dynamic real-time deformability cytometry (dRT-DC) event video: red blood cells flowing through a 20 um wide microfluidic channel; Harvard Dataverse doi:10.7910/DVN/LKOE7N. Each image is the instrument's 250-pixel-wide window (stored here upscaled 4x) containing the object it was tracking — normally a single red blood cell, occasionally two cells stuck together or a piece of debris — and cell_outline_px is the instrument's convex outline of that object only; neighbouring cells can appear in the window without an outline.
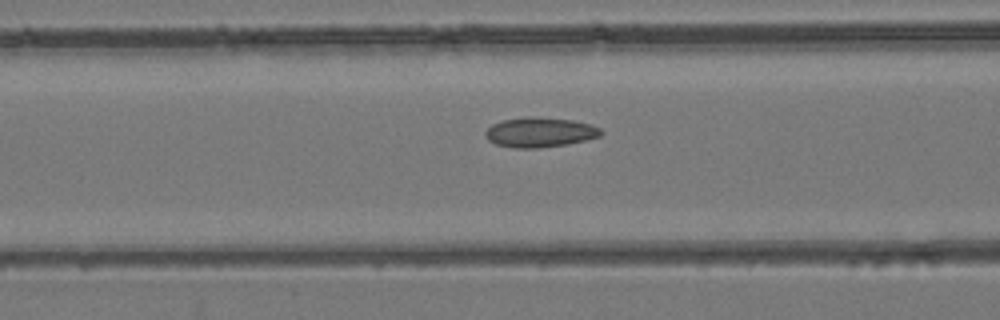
{"species": "common noctule bat (a hibernating species)", "species_latin": "Nyctalus noctula", "temperature_condition": "room temperature", "stored_images_in_passage": 15, "camera_frame_rate_fps": 3000, "um_per_image_px": 0.085, "animal": {"sex": "female", "body_mass_g": 24.6, "forearm_length_mm": 56.2}, "frame": {"image": 1, "passage_image": 7, "time_ms": 2.0, "image_size_px": [1000, 320], "cell_outline_px": [[604, 132], [600, 136], [568, 144], [536, 148], [516, 148], [496, 144], [488, 140], [484, 132], [492, 124], [504, 120], [528, 116], [532, 116], [572, 120], [588, 124], [600, 128]], "centroid_in_image_um": [45.88, 11.24], "position_along_channel_um": 120.7, "area_um2": 19.94}}
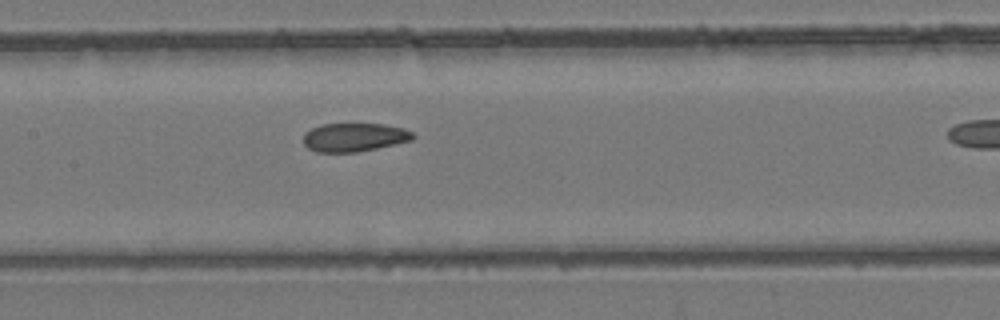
{"frame": {"image": 2, "passage_image": 11, "time_ms": 3.333, "image_size_px": [1000, 320], "cell_outline_px": [[416, 136], [412, 140], [376, 148], [356, 152], [316, 152], [308, 148], [304, 144], [304, 132], [320, 124], [384, 124], [404, 128], [412, 132]], "centroid_in_image_um": [30.1, 11.66], "position_along_channel_um": 177.3, "area_um2": 18.21}}